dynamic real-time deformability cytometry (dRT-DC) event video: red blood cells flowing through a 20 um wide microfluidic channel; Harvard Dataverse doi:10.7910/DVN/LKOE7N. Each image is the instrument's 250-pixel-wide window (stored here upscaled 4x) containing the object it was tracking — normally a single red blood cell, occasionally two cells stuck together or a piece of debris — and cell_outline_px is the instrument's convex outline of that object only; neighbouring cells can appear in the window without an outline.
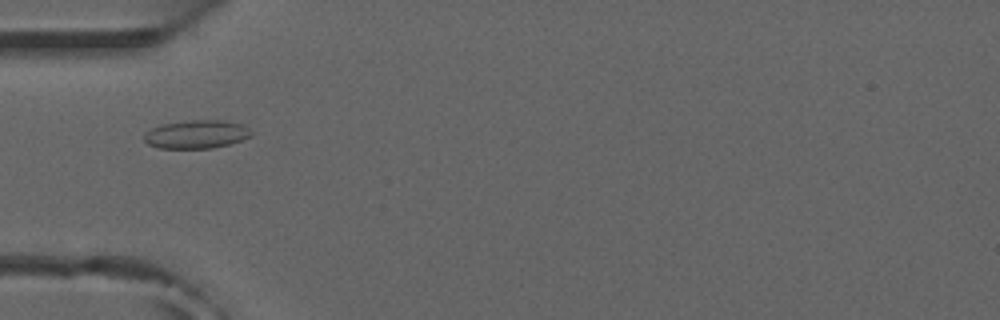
{"species": "common noctule bat (a hibernating species)", "species_latin": "Nyctalus noctula", "temperature_condition": "room temperature", "stored_images_in_passage": 7, "camera_frame_rate_fps": 3000, "um_per_image_px": 0.085, "animal": {"sex": "male", "forearm_length_mm": 52.5}, "frame": {"image": 1, "passage_image": 5, "time_ms": 1.333, "image_size_px": [1000, 320], "cell_outline_px": [[252, 136], [228, 144], [212, 148], [160, 148], [148, 144], [144, 140], [144, 136], [152, 128], [164, 124], [192, 120], [224, 120], [240, 124], [248, 128], [252, 132]], "centroid_in_image_um": [16.72, 11.41], "position_along_channel_um": 68.3, "area_um2": 17.4}}
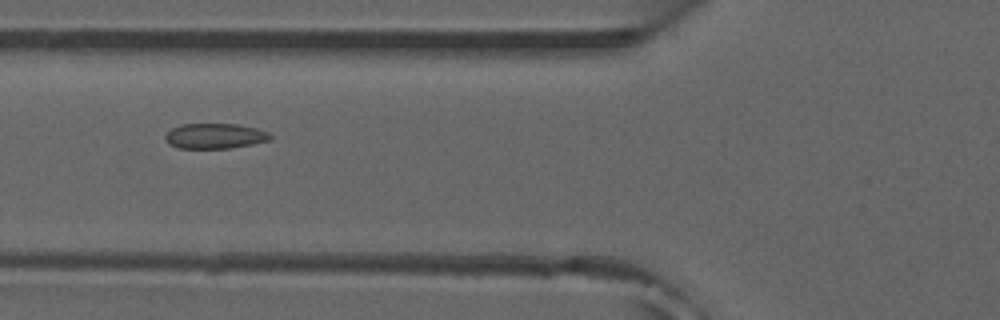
{"frame": {"image": 2, "passage_image": 6, "time_ms": 1.667, "image_size_px": [1000, 320], "cell_outline_px": [[272, 140], [252, 144], [228, 148], [176, 148], [168, 144], [164, 136], [172, 128], [180, 124], [240, 124], [256, 128], [268, 132], [272, 136]], "centroid_in_image_um": [18.27, 11.56], "position_along_channel_um": 107.5, "area_um2": 15.55}}
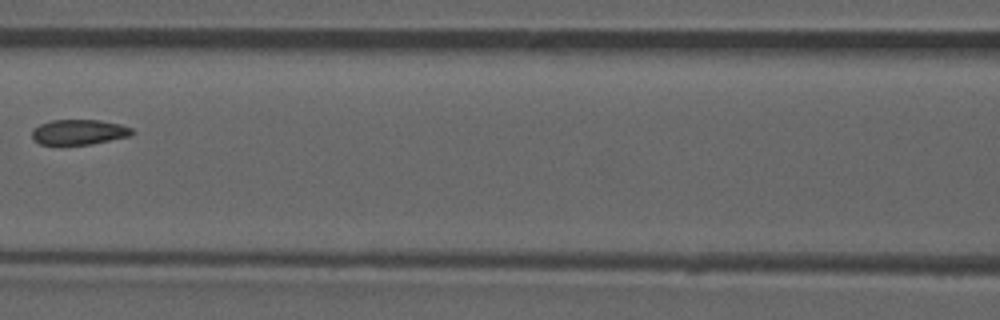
{"frame": {"image": 3, "passage_image": 7, "time_ms": 2.0, "image_size_px": [1000, 320], "cell_outline_px": [[136, 132], [132, 136], [92, 144], [40, 144], [32, 140], [32, 128], [40, 124], [52, 120], [100, 120], [120, 124], [132, 128]], "centroid_in_image_um": [6.74, 11.22], "position_along_channel_um": 159.9, "area_um2": 14.85}}